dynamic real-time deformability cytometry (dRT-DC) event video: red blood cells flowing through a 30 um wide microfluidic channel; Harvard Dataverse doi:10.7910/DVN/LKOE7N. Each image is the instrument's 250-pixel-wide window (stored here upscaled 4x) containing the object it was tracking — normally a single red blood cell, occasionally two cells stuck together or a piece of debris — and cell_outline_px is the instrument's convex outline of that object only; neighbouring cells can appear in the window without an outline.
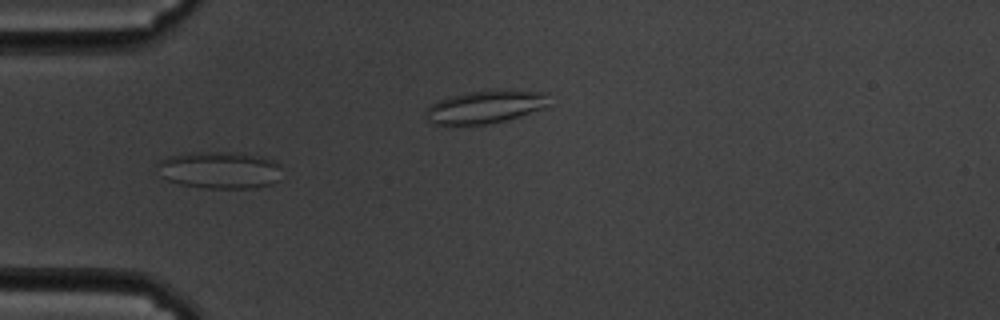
{"species": "common noctule bat (a hibernating species)", "species_latin": "Nyctalus noctula", "temperature_condition": "cold", "stored_images_in_passage": 5, "camera_frame_rate_fps": 3000, "um_per_image_px": 0.085, "animal": {"sex": "male", "body_mass_g": 19.5, "forearm_length_mm": 54.6}, "frame": {"image": 1, "passage_image": 3, "time_ms": 0.667, "image_size_px": [1000, 320], "cell_outline_px": [[280, 180], [272, 184], [252, 188], [208, 188], [180, 184], [168, 180], [160, 176], [156, 164], [160, 160], [168, 156], [184, 152], [236, 152], [260, 156], [272, 160], [280, 164]], "centroid_in_image_um": [18.65, 14.44], "position_along_channel_um": 66.3, "area_um2": 27.28}}